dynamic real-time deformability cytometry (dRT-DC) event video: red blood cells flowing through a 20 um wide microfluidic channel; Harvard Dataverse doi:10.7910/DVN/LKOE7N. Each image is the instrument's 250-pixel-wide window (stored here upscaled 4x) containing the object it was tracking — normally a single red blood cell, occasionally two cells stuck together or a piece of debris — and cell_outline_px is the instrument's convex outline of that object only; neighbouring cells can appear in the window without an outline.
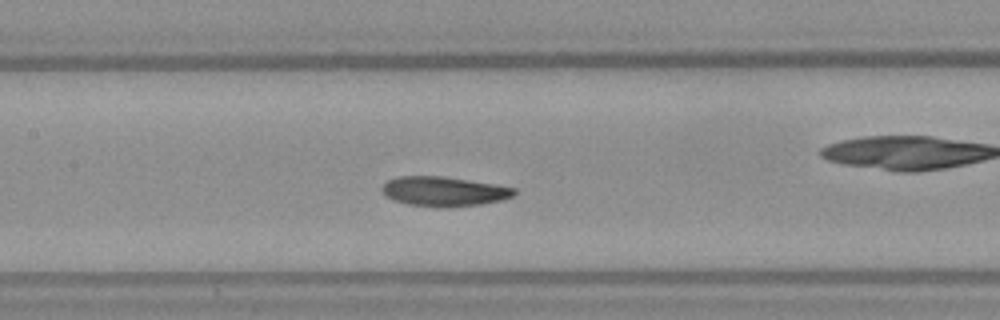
{"species": "Egyptian fruit bat (a non-hibernating species)", "species_latin": "Rousettus aegyptiacus", "temperature_condition": "warm", "stored_images_in_passage": 51, "camera_frame_rate_fps": 3000, "um_per_image_px": 0.085, "frame": {"image": 1, "passage_image": 22, "time_ms": 7.0, "image_size_px": [1000, 320], "cell_outline_px": [[516, 192], [512, 196], [500, 200], [480, 204], [440, 208], [436, 208], [408, 204], [392, 200], [384, 196], [380, 188], [388, 180], [396, 176], [440, 176], [496, 184], [516, 188]], "centroid_in_image_um": [37.67, 16.27], "position_along_channel_um": 169.7, "area_um2": 22.95}, "authors_computed_cell_mechanics": {"area_um2": 22.4264, "velocity_mm_per_s": 3.7524, "shape_relaxation_time_tau1_ms": 3.0508, "shape_relaxation_time_tau2_ms": 3.6342, "deformation_change_tau1": 0.1291, "deformation_change_tau2": 0.1116}}